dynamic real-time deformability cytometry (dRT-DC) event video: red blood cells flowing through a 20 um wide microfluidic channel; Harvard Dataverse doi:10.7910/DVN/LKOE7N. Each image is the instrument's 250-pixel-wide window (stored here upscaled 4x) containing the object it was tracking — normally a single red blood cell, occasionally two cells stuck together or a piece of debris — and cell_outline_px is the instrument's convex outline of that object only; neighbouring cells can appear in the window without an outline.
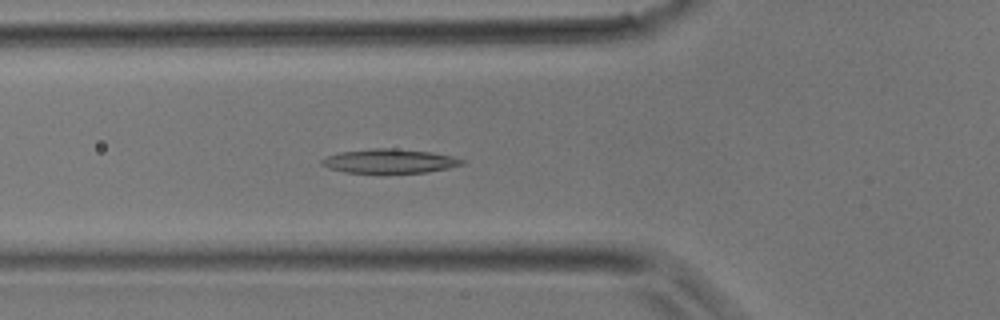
{"species": "common noctule bat (a hibernating species)", "species_latin": "Nyctalus noctula", "temperature_condition": "room temperature", "stored_images_in_passage": 31, "camera_frame_rate_fps": 3000, "um_per_image_px": 0.085, "animal": {"sex": "male", "body_mass_g": 17.9}, "frame": {"image": 1, "passage_image": 6, "time_ms": 1.667, "image_size_px": [1000, 320], "cell_outline_px": [[468, 160], [464, 164], [448, 168], [424, 172], [380, 176], [344, 172], [328, 168], [320, 164], [320, 160], [328, 156], [340, 152], [372, 148], [396, 148], [432, 152], [452, 156]], "centroid_in_image_um": [33.1, 13.73], "position_along_channel_um": 92.7, "area_um2": 20.81}}
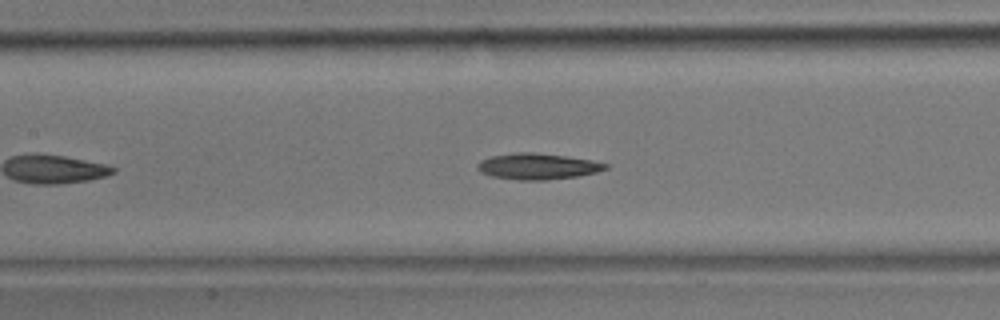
{"frame": {"image": 2, "passage_image": 10, "time_ms": 3.0, "image_size_px": [1000, 320], "cell_outline_px": [[608, 168], [596, 172], [576, 176], [544, 180], [520, 180], [492, 176], [480, 172], [476, 168], [476, 164], [480, 160], [492, 156], [516, 152], [532, 152], [564, 156], [592, 160], [608, 164]], "centroid_in_image_um": [45.66, 14.13], "position_along_channel_um": 161.7, "area_um2": 19.31}}
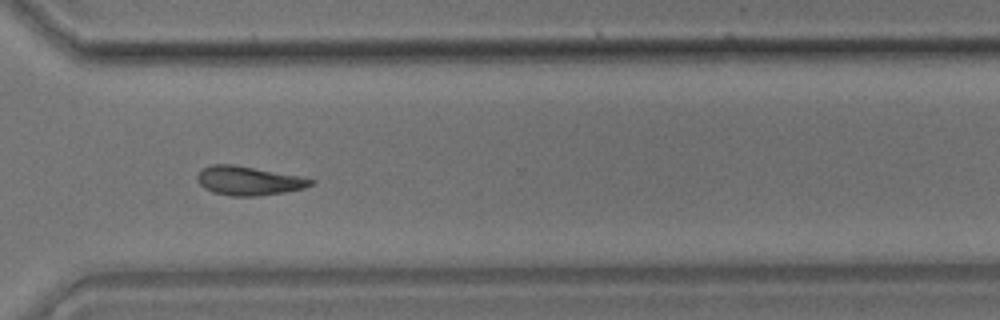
{"frame": {"image": 3, "passage_image": 21, "time_ms": 6.667, "image_size_px": [1000, 320], "cell_outline_px": [[316, 180], [312, 184], [304, 188], [284, 192], [256, 196], [232, 196], [212, 192], [204, 188], [200, 184], [196, 176], [204, 168], [212, 164], [232, 164], [300, 176]], "centroid_in_image_um": [21.13, 15.36], "position_along_channel_um": 349.5, "area_um2": 18.96}}